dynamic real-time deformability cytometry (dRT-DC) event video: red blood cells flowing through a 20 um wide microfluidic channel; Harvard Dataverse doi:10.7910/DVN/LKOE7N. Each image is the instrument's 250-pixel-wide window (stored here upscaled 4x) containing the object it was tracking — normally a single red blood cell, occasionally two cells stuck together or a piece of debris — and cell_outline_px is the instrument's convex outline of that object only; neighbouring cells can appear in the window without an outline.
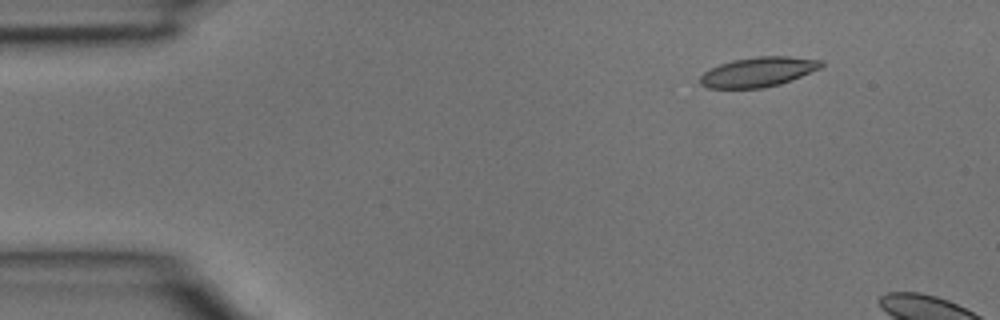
{"species": "common noctule bat (a hibernating species)", "species_latin": "Nyctalus noctula", "temperature_condition": "room temperature", "stored_images_in_passage": 3, "camera_frame_rate_fps": 3000, "um_per_image_px": 0.085, "animal": {"sex": "male", "body_mass_g": 15.6}, "frame": {"image": 1, "passage_image": 2, "time_ms": 0.333, "image_size_px": [1000, 320], "cell_outline_px": [[824, 64], [820, 68], [780, 84], [764, 88], [708, 88], [700, 84], [700, 76], [704, 72], [720, 64], [732, 60], [756, 56], [788, 56], [824, 60]], "centroid_in_image_um": [64.45, 6.11], "position_along_channel_um": 20.6, "area_um2": 20.92}}